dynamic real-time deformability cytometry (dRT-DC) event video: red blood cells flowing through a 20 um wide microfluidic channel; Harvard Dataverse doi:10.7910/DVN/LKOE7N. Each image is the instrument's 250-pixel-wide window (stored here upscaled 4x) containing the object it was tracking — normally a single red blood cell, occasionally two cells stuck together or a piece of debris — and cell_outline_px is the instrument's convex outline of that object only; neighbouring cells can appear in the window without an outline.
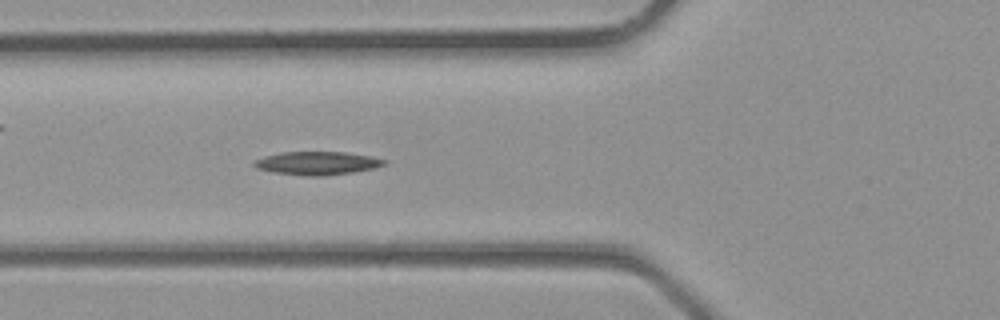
{"species": "common noctule bat (a hibernating species)", "species_latin": "Nyctalus noctula", "temperature_condition": "room temperature", "stored_images_in_passage": 36, "camera_frame_rate_fps": 3000, "um_per_image_px": 0.085, "animal": {"sex": "male", "body_mass_g": 23.1, "forearm_length_mm": 52.7}, "frame": {"image": 1, "passage_image": 13, "time_ms": 4.0, "image_size_px": [1000, 320], "cell_outline_px": [[388, 164], [376, 168], [352, 172], [320, 176], [312, 176], [272, 172], [256, 168], [252, 164], [252, 160], [264, 156], [280, 152], [344, 152], [372, 156], [388, 160]], "centroid_in_image_um": [26.97, 13.86], "position_along_channel_um": 98.8, "area_um2": 17.8}}
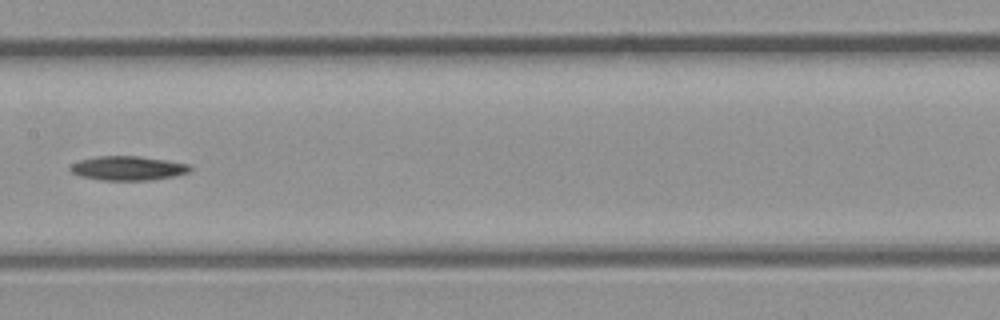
{"frame": {"image": 2, "passage_image": 18, "time_ms": 5.667, "image_size_px": [1000, 320], "cell_outline_px": [[192, 168], [188, 172], [176, 176], [148, 180], [104, 180], [80, 176], [72, 172], [68, 168], [72, 164], [80, 160], [96, 156], [140, 156], [188, 164]], "centroid_in_image_um": [10.86, 14.29], "position_along_channel_um": 196.5, "area_um2": 16.76}}
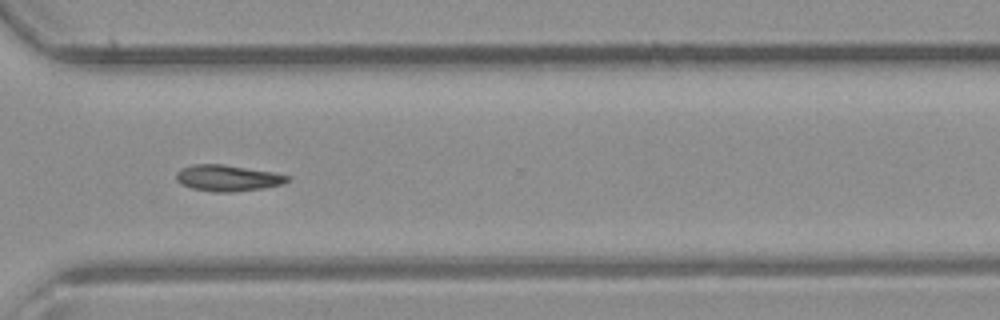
{"frame": {"image": 3, "passage_image": 26, "time_ms": 8.333, "image_size_px": [1000, 320], "cell_outline_px": [[292, 176], [284, 184], [264, 188], [228, 192], [216, 192], [192, 188], [180, 184], [176, 180], [176, 172], [180, 168], [192, 164], [224, 164], [272, 172]], "centroid_in_image_um": [19.33, 15.12], "position_along_channel_um": 351.3, "area_um2": 17.05}}